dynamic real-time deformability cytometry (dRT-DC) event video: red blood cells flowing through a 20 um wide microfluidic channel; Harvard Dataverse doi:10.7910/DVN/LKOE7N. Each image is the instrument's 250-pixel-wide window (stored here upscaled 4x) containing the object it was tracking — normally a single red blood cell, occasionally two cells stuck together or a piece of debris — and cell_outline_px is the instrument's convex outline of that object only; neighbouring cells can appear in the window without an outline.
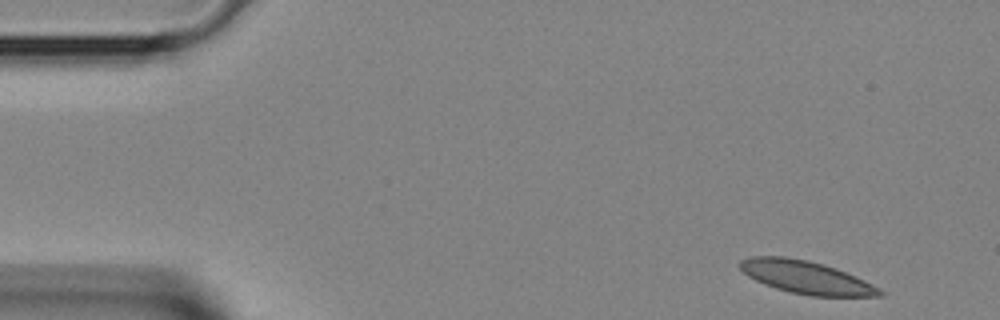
{"species": "Egyptian fruit bat (a non-hibernating species)", "species_latin": "Rousettus aegyptiacus", "temperature_condition": "room temperature", "stored_images_in_passage": 3, "camera_frame_rate_fps": 3000, "um_per_image_px": 0.085, "animal": {"sex": "female"}, "frame": {"image": 1, "passage_image": 1, "time_ms": 0.0, "image_size_px": [1000, 320], "cell_outline_px": [[884, 296], [812, 296], [792, 292], [776, 288], [756, 280], [748, 276], [740, 268], [740, 260], [752, 256], [784, 256], [808, 260], [824, 264], [836, 268], [864, 280], [880, 288], [884, 292]], "centroid_in_image_um": [68.54, 23.56], "position_along_channel_um": 16.5, "area_um2": 26.53}}